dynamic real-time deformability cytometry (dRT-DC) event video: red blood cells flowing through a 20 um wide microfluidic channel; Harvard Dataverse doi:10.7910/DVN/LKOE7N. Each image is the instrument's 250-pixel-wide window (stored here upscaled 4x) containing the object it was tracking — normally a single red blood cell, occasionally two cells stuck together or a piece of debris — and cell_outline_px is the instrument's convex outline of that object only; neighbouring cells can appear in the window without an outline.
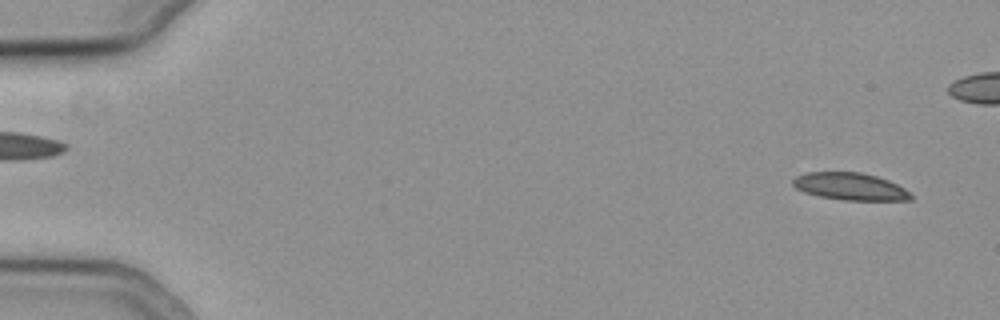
{"species": "common noctule bat (a hibernating species)", "species_latin": "Nyctalus noctula", "temperature_condition": "cold", "stored_images_in_passage": 49, "camera_frame_rate_fps": 3000, "um_per_image_px": 0.085, "animal": {"sex": "female", "body_mass_g": 19.3, "forearm_length_mm": 54.1}, "frame": {"image": 1, "passage_image": 2, "time_ms": 0.333, "image_size_px": [1000, 320], "cell_outline_px": [[912, 200], [844, 200], [820, 196], [804, 192], [796, 188], [792, 184], [792, 180], [796, 176], [804, 172], [860, 172], [876, 176], [888, 180], [904, 188], [912, 196]], "centroid_in_image_um": [72.23, 15.84], "position_along_channel_um": 12.8, "area_um2": 18.67}}
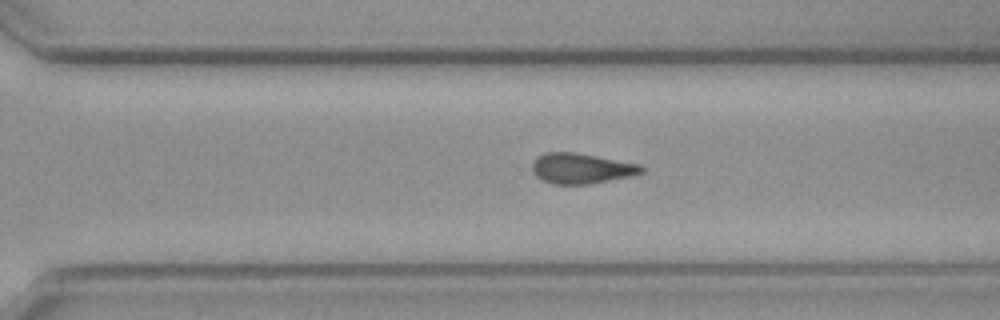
{"frame": {"image": 2, "passage_image": 37, "time_ms": 12.0, "image_size_px": [1000, 320], "cell_outline_px": [[644, 172], [632, 176], [592, 184], [552, 184], [540, 180], [532, 172], [532, 164], [544, 152], [572, 152], [596, 156], [640, 164], [644, 168]], "centroid_in_image_um": [49.42, 14.33], "position_along_channel_um": 321.2, "area_um2": 19.42}}
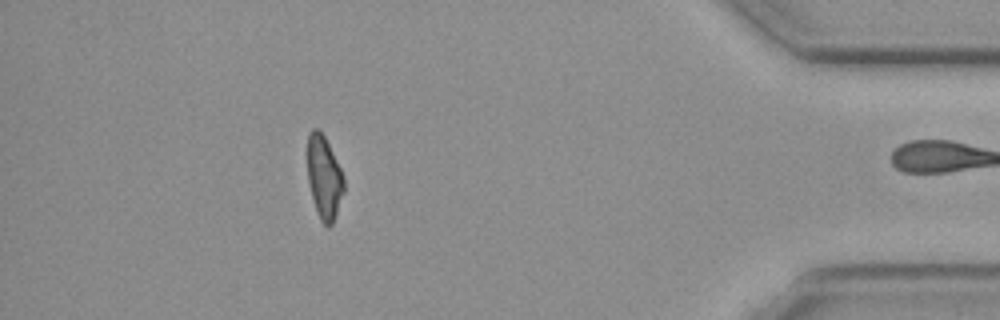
{"frame": {"image": 3, "passage_image": 48, "time_ms": 15.667, "image_size_px": [1000, 320], "cell_outline_px": [[344, 192], [332, 224], [328, 228], [320, 220], [316, 212], [308, 180], [308, 132], [312, 128], [316, 128], [324, 136], [340, 168], [344, 180]], "centroid_in_image_um": [27.54, 15.11], "position_along_channel_um": 407.7, "area_um2": 17.4}, "authors_computed_cell_mechanics": {"area_um2": 19.5364, "velocity_mm_per_s": 3.7433, "shape_relaxation_time_tau1_ms": null, "shape_relaxation_time_tau2_ms": 9.082, "deformation_change_tau1": null, "deformation_change_tau2": 0.1674}}